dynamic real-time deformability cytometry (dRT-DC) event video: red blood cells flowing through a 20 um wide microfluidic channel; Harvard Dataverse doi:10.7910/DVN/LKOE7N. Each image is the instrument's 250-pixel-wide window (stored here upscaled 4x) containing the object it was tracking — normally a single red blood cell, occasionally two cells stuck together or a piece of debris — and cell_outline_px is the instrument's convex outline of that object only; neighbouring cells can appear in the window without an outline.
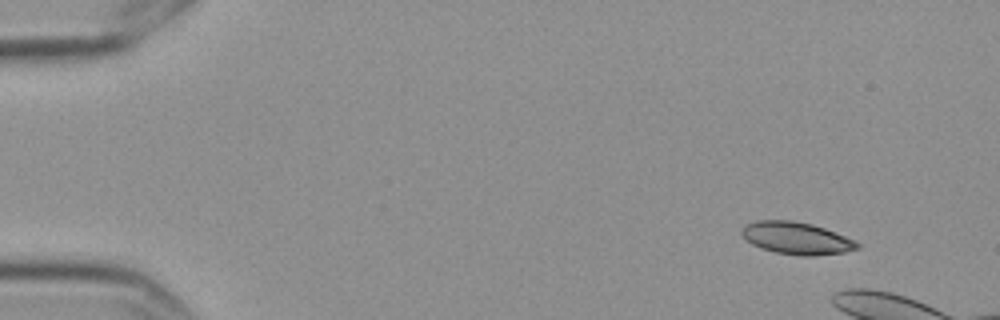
{"species": "Egyptian fruit bat (a non-hibernating species)", "species_latin": "Rousettus aegyptiacus", "temperature_condition": "cold", "stored_images_in_passage": 3, "camera_frame_rate_fps": 3000, "um_per_image_px": 0.085, "frame": {"image": 1, "passage_image": 1, "time_ms": 0.0, "image_size_px": [1000, 320], "cell_outline_px": [[860, 248], [844, 252], [816, 256], [800, 256], [776, 252], [760, 248], [752, 244], [740, 232], [744, 224], [756, 220], [792, 220], [812, 224], [824, 228], [856, 240], [860, 244]], "centroid_in_image_um": [67.71, 20.24], "position_along_channel_um": 17.3, "area_um2": 21.85}}